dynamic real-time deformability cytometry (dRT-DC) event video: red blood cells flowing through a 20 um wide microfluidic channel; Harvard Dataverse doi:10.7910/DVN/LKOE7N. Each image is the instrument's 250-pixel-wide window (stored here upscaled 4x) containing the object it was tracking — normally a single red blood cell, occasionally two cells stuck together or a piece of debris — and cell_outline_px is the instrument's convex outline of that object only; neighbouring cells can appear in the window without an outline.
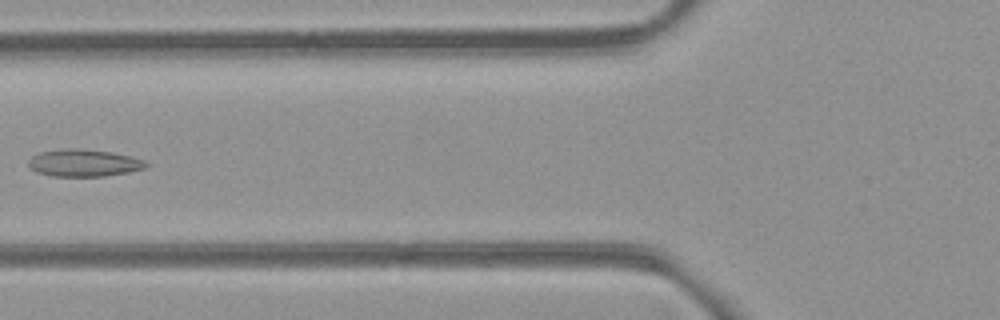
{"species": "common noctule bat (a hibernating species)", "species_latin": "Nyctalus noctula", "temperature_condition": "room temperature", "stored_images_in_passage": 5, "camera_frame_rate_fps": 3000, "um_per_image_px": 0.085, "animal": {"sex": "female", "body_mass_g": 21.9}, "frame": {"image": 1, "passage_image": 5, "time_ms": 4.667, "image_size_px": [1000, 320], "cell_outline_px": [[148, 164], [144, 168], [128, 172], [104, 176], [52, 176], [36, 172], [28, 164], [28, 160], [32, 156], [40, 152], [68, 148], [76, 148], [112, 152], [132, 156], [144, 160]], "centroid_in_image_um": [7.12, 13.84], "position_along_channel_um": 118.7, "area_um2": 18.55}}